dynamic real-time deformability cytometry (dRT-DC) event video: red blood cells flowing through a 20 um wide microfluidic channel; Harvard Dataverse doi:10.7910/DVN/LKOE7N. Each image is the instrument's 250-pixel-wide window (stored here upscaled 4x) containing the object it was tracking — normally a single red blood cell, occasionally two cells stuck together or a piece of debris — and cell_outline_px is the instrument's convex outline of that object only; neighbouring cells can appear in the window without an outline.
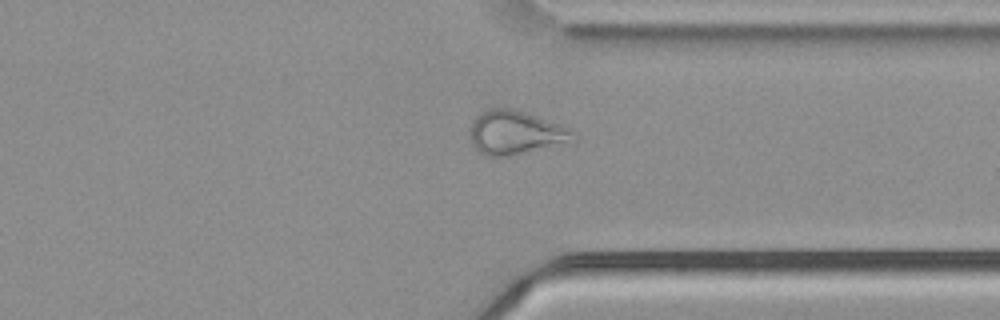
{"species": "common noctule bat (a hibernating species)", "species_latin": "Nyctalus noctula", "temperature_condition": "cold", "stored_images_in_passage": 53, "camera_frame_rate_fps": 3000, "um_per_image_px": 0.085, "animal": {"sex": "male", "body_mass_g": 21.5, "forearm_length_mm": 52.0}, "frame": {"image": 1, "passage_image": 40, "time_ms": 13.0, "image_size_px": [1000, 320], "cell_outline_px": [[576, 140], [572, 144], [508, 156], [484, 156], [472, 144], [472, 120], [476, 116], [492, 108], [512, 108], [560, 124], [576, 132]], "centroid_in_image_um": [43.92, 11.3], "position_along_channel_um": 367.5, "area_um2": 26.53}}
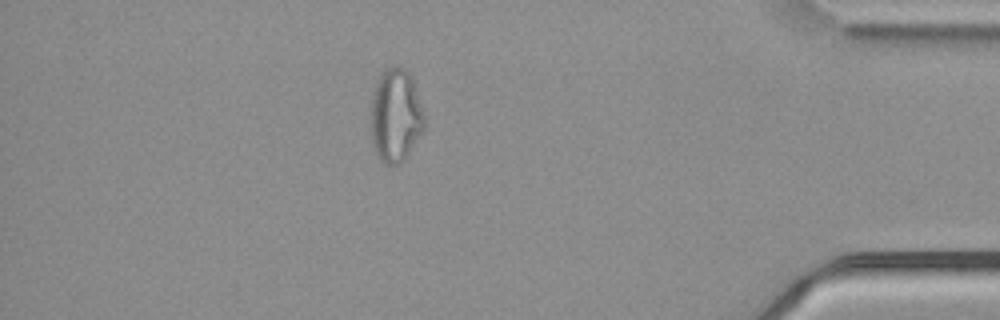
{"frame": {"image": 2, "passage_image": 46, "time_ms": 15.0, "image_size_px": [1000, 320], "cell_outline_px": [[424, 128], [408, 156], [404, 160], [396, 164], [384, 164], [380, 160], [372, 144], [372, 96], [376, 80], [384, 68], [392, 64], [400, 64], [412, 76], [424, 116]], "centroid_in_image_um": [33.63, 9.77], "position_along_channel_um": 401.6, "area_um2": 29.3}, "authors_computed_cell_mechanics": {"area_um2": 29.3046, "velocity_mm_per_s": 3.7511, "shape_relaxation_time_tau1_ms": null, "shape_relaxation_time_tau2_ms": 1.9575, "deformation_change_tau1": null, "deformation_change_tau2": 0.0829}}